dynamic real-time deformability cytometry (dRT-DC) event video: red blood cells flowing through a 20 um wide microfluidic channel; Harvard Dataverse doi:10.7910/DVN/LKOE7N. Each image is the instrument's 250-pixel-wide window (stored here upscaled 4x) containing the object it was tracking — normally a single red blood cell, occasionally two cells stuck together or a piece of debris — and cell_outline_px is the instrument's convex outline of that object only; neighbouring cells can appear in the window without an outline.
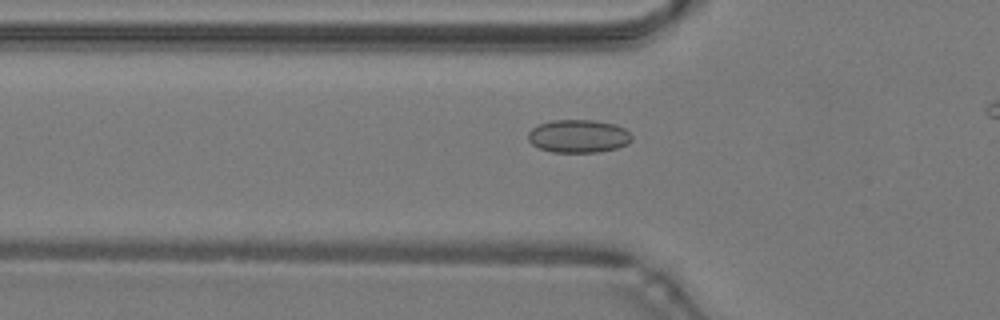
{"species": "common noctule bat (a hibernating species)", "species_latin": "Nyctalus noctula", "temperature_condition": "warm", "stored_images_in_passage": 32, "camera_frame_rate_fps": 3000, "um_per_image_px": 0.085, "animal": {"sex": "male", "body_mass_g": 19.2, "forearm_length_mm": 51.8}, "frame": {"image": 1, "passage_image": 7, "time_ms": 2.0, "image_size_px": [1000, 320], "cell_outline_px": [[632, 140], [628, 144], [616, 148], [600, 152], [552, 152], [540, 148], [532, 144], [528, 140], [528, 132], [532, 128], [540, 124], [552, 120], [592, 120], [616, 124], [624, 128], [632, 136]], "centroid_in_image_um": [49.18, 11.57], "position_along_channel_um": 76.6, "area_um2": 20.0}}
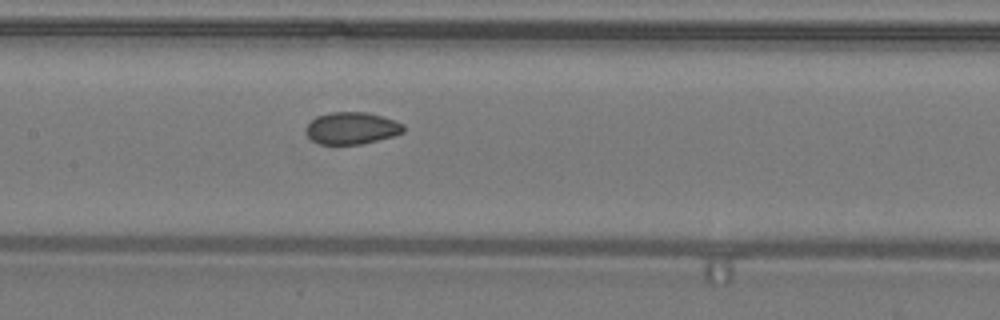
{"frame": {"image": 2, "passage_image": 14, "time_ms": 4.333, "image_size_px": [1000, 320], "cell_outline_px": [[404, 132], [392, 136], [360, 144], [320, 144], [312, 140], [308, 136], [308, 124], [316, 116], [332, 112], [368, 112], [404, 124]], "centroid_in_image_um": [29.9, 10.89], "position_along_channel_um": 177.5, "area_um2": 17.86}}
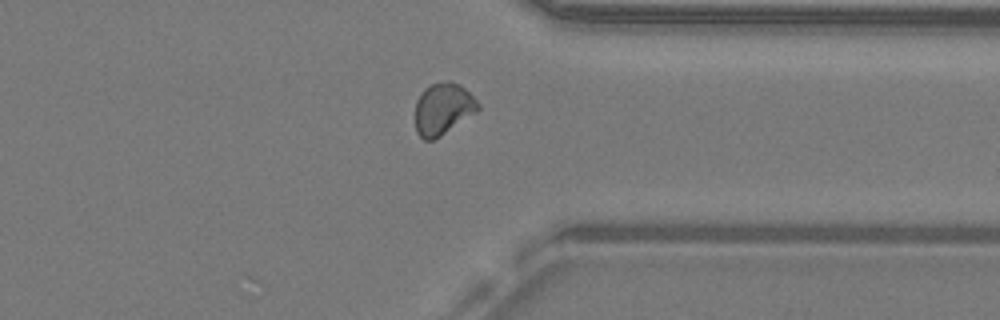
{"frame": {"image": 3, "passage_image": 28, "time_ms": 9.0, "image_size_px": [1000, 320], "cell_outline_px": [[480, 108], [476, 112], [440, 136], [432, 140], [424, 140], [416, 132], [416, 100], [420, 92], [424, 88], [432, 84], [448, 80], [452, 80], [460, 84], [480, 104]], "centroid_in_image_um": [37.64, 9.23], "position_along_channel_um": 373.8, "area_um2": 18.9}}